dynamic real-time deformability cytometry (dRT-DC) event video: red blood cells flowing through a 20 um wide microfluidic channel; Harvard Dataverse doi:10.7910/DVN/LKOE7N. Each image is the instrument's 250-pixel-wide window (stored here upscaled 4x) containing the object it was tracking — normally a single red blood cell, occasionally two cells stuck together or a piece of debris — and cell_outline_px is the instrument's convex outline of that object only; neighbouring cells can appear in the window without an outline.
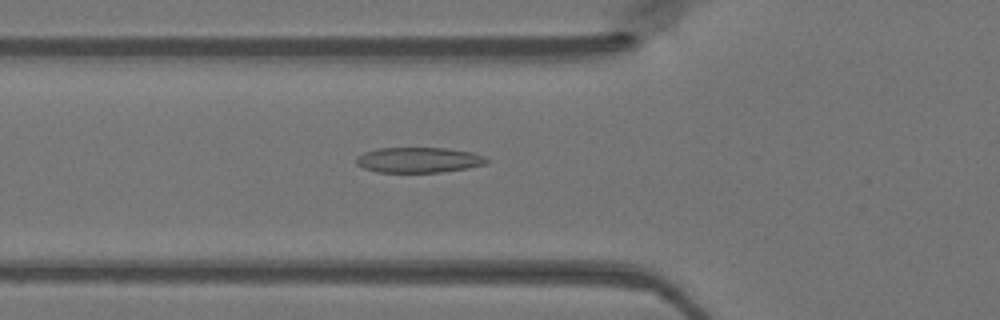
{"species": "Egyptian fruit bat (a non-hibernating species)", "species_latin": "Rousettus aegyptiacus", "temperature_condition": "warm", "stored_images_in_passage": 46, "camera_frame_rate_fps": 3000, "um_per_image_px": 0.085, "animal": {"sex": "female"}, "frame": {"image": 1, "passage_image": 17, "time_ms": 5.333, "image_size_px": [1000, 320], "cell_outline_px": [[488, 164], [468, 168], [440, 172], [376, 172], [364, 168], [356, 164], [356, 156], [364, 152], [376, 148], [448, 148], [472, 152], [484, 156], [488, 160]], "centroid_in_image_um": [35.59, 13.59], "position_along_channel_um": 90.2, "area_um2": 19.42}}
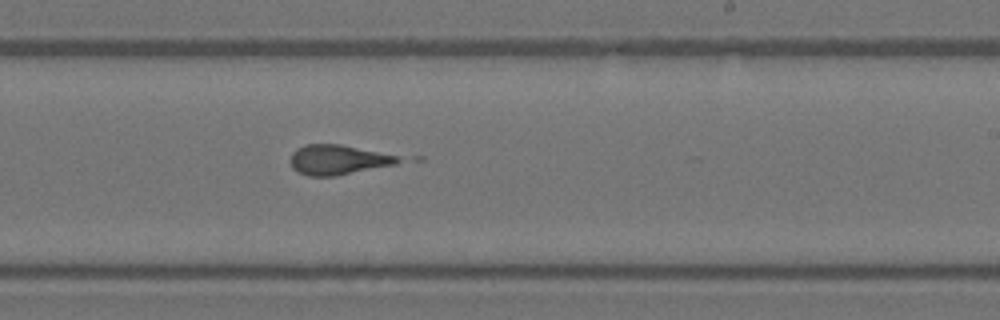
{"frame": {"image": 2, "passage_image": 29, "time_ms": 9.333, "image_size_px": [1000, 320], "cell_outline_px": [[404, 160], [396, 164], [336, 176], [308, 176], [292, 168], [292, 152], [296, 148], [304, 144], [340, 144], [400, 156]], "centroid_in_image_um": [28.76, 13.57], "position_along_channel_um": 260.2, "area_um2": 18.73}}
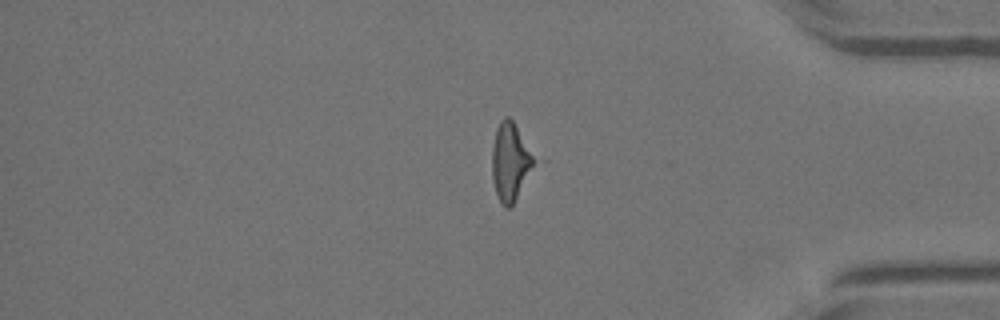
{"frame": {"image": 3, "passage_image": 40, "time_ms": 13.0, "image_size_px": [1000, 320], "cell_outline_px": [[532, 164], [512, 204], [508, 208], [504, 208], [500, 204], [492, 180], [492, 144], [496, 128], [500, 120], [504, 116], [508, 116], [512, 120], [532, 156]], "centroid_in_image_um": [43.27, 13.73], "position_along_channel_um": 391.9, "area_um2": 17.98}}